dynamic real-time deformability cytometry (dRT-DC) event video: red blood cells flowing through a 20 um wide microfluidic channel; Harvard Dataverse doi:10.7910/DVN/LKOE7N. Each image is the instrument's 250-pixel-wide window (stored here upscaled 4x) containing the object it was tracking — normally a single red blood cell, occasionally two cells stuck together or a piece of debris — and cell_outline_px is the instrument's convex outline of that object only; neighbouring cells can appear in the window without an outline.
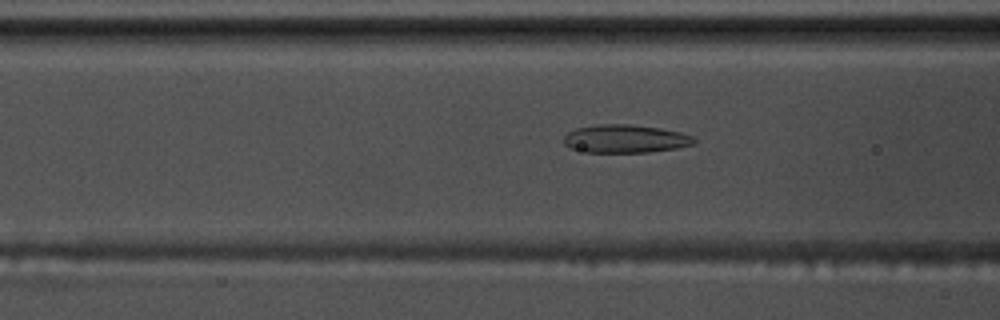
{"species": "common noctule bat (a hibernating species)", "species_latin": "Nyctalus noctula", "temperature_condition": "warm", "stored_images_in_passage": 45, "camera_frame_rate_fps": 3000, "um_per_image_px": 0.085, "animal": {"sex": "male", "body_mass_g": 17.5, "forearm_length_mm": 52.3}, "frame": {"image": 1, "passage_image": 18, "time_ms": 5.667, "image_size_px": [1000, 320], "cell_outline_px": [[696, 144], [676, 148], [648, 152], [588, 152], [568, 148], [564, 144], [564, 136], [568, 132], [576, 128], [596, 124], [628, 124], [660, 128], [680, 132], [692, 136], [696, 140]], "centroid_in_image_um": [53.14, 11.79], "position_along_channel_um": 113.5, "area_um2": 21.44}}
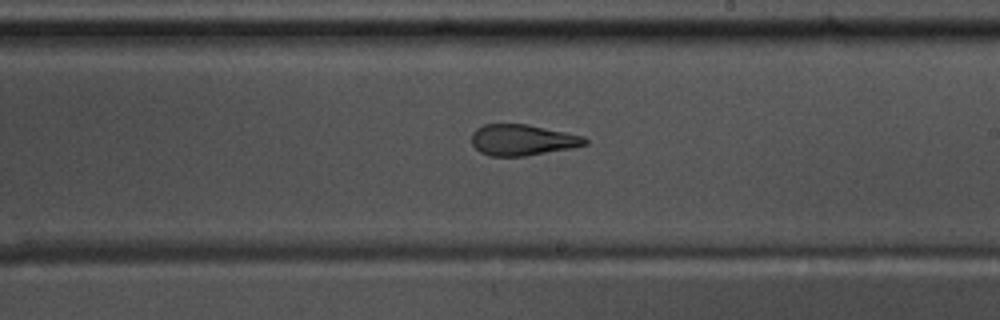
{"frame": {"image": 2, "passage_image": 29, "time_ms": 9.333, "image_size_px": [1000, 320], "cell_outline_px": [[588, 144], [572, 148], [524, 156], [492, 156], [480, 152], [472, 144], [472, 132], [476, 128], [484, 124], [528, 124], [584, 136], [588, 140]], "centroid_in_image_um": [44.41, 11.89], "position_along_channel_um": 244.6, "area_um2": 20.52}}
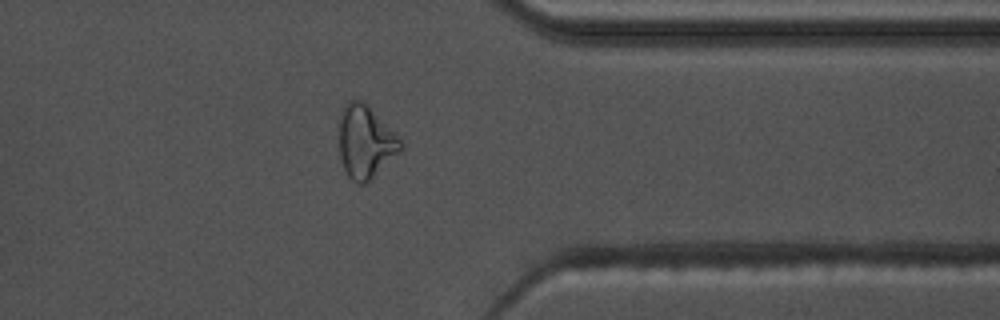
{"frame": {"image": 3, "passage_image": 41, "time_ms": 13.333, "image_size_px": [1000, 320], "cell_outline_px": [[404, 148], [400, 152], [364, 184], [356, 184], [348, 176], [344, 168], [340, 156], [340, 116], [344, 104], [348, 100], [360, 100], [368, 104], [400, 136], [404, 144]], "centroid_in_image_um": [31.1, 12.02], "position_along_channel_um": 380.3, "area_um2": 26.24}, "authors_computed_cell_mechanics": {"area_um2": 21.386, "velocity_mm_per_s": 3.5824, "shape_relaxation_time_tau1_ms": 6.0633, "shape_relaxation_time_tau2_ms": 1.5457, "deformation_change_tau1": 0.1953, "deformation_change_tau2": 0.1092}}